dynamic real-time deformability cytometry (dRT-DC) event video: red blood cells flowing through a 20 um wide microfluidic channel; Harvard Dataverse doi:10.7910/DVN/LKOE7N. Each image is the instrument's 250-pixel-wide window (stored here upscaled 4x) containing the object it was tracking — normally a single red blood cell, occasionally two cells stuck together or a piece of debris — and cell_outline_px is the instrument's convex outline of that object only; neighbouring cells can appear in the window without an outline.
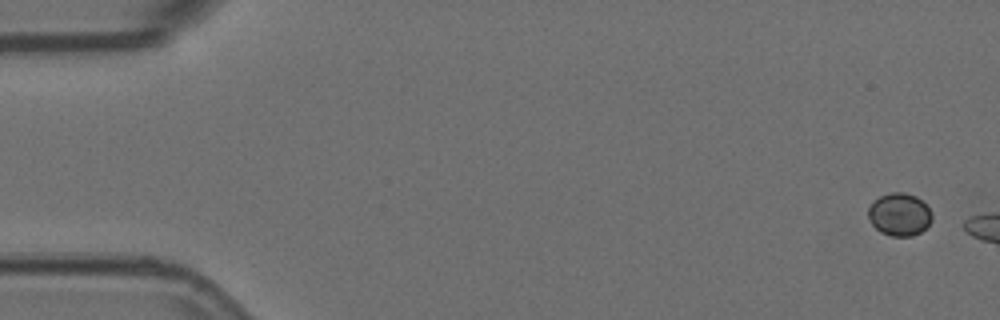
{"species": "Egyptian fruit bat (a non-hibernating species)", "species_latin": "Rousettus aegyptiacus", "temperature_condition": "room temperature", "stored_images_in_passage": 3, "camera_frame_rate_fps": 3000, "um_per_image_px": 0.085, "animal": {"sex": "female"}, "frame": {"image": 1, "passage_image": 1, "time_ms": 0.0, "image_size_px": [1000, 320], "cell_outline_px": [[932, 220], [920, 232], [912, 236], [892, 236], [880, 232], [872, 224], [868, 216], [868, 208], [872, 200], [880, 196], [892, 192], [904, 192], [916, 196], [932, 212]], "centroid_in_image_um": [76.43, 18.22], "position_along_channel_um": 8.6, "area_um2": 15.84}}